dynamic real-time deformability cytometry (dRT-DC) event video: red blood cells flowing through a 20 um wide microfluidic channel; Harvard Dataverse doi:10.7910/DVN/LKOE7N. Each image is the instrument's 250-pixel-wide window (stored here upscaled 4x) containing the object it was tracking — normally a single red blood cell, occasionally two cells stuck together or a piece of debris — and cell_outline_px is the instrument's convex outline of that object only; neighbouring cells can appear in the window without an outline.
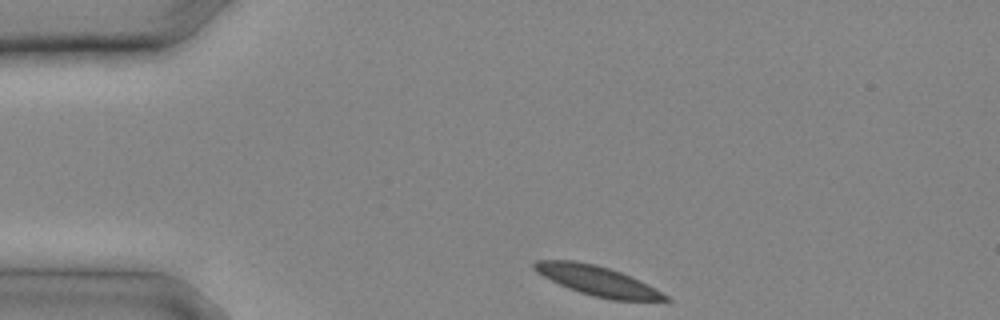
{"species": "common noctule bat (a hibernating species)", "species_latin": "Nyctalus noctula", "temperature_condition": "cold", "stored_images_in_passage": 7, "camera_frame_rate_fps": 3000, "um_per_image_px": 0.085, "animal": {"sex": "male", "body_mass_g": 20.4}, "frame": {"image": 1, "passage_image": 1, "time_ms": 0.0, "image_size_px": [1000, 320], "cell_outline_px": [[672, 300], [612, 300], [592, 296], [568, 288], [536, 272], [532, 268], [532, 264], [536, 260], [572, 260], [596, 264], [620, 272], [640, 280], [668, 296]], "centroid_in_image_um": [50.75, 23.85], "position_along_channel_um": 34.3, "area_um2": 22.43}}
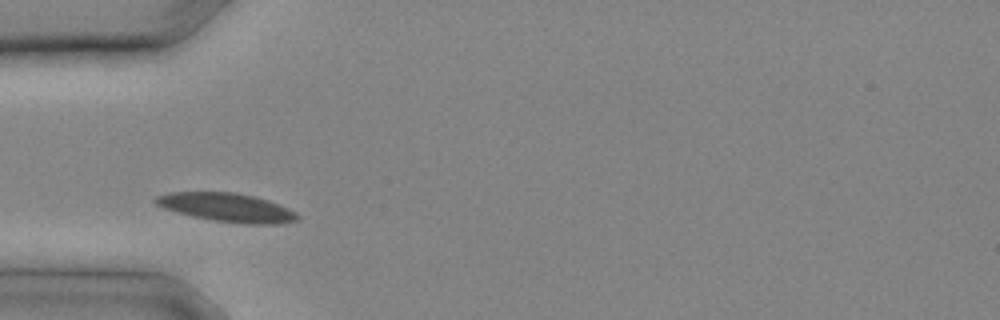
{"frame": {"image": 2, "passage_image": 4, "time_ms": 1.0, "image_size_px": [1000, 320], "cell_outline_px": [[300, 220], [276, 224], [244, 224], [212, 220], [192, 216], [176, 212], [164, 208], [156, 204], [152, 200], [156, 196], [168, 192], [236, 192], [268, 200], [288, 208], [296, 212], [300, 216]], "centroid_in_image_um": [19.28, 17.64], "position_along_channel_um": 65.7, "area_um2": 23.81}}
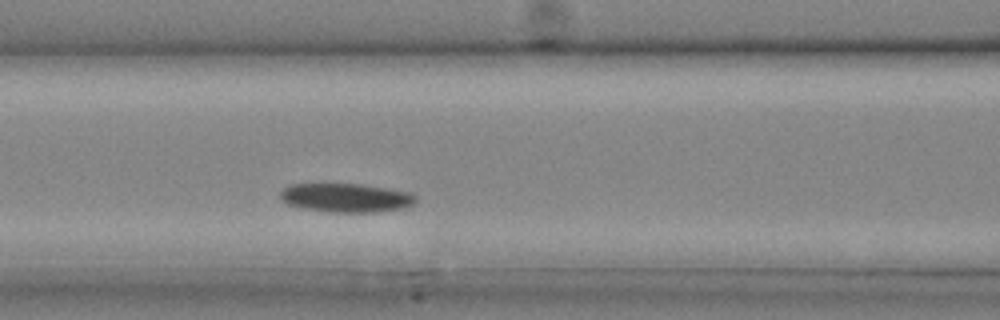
{"frame": {"image": 3, "passage_image": 7, "time_ms": 2.0, "image_size_px": [1000, 320], "cell_outline_px": [[416, 200], [412, 204], [400, 208], [376, 212], [332, 212], [304, 208], [288, 204], [280, 200], [280, 192], [288, 184], [312, 180], [360, 184], [408, 192], [416, 196]], "centroid_in_image_um": [29.26, 16.75], "position_along_channel_um": 137.3, "area_um2": 23.52}}